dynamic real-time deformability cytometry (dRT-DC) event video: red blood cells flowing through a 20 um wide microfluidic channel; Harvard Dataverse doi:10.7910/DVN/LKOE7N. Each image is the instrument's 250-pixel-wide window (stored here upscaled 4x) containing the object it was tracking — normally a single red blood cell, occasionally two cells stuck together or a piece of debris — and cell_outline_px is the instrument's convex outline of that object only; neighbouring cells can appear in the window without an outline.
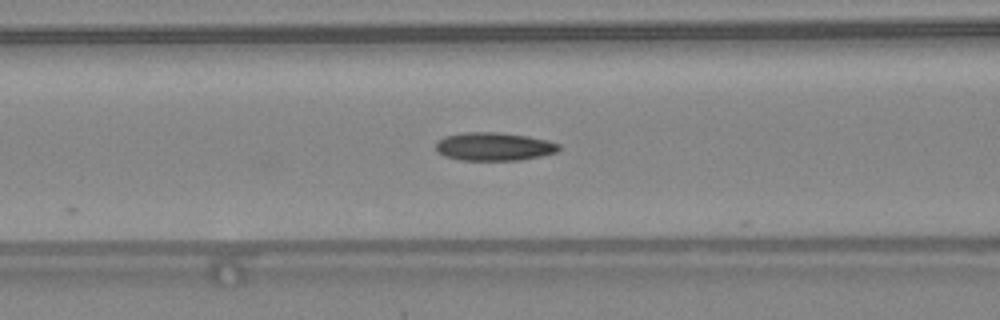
{"species": "common noctule bat (a hibernating species)", "species_latin": "Nyctalus noctula", "temperature_condition": "warm", "stored_images_in_passage": 11, "camera_frame_rate_fps": 3000, "um_per_image_px": 0.085, "animal": {"sex": "female", "body_mass_g": 24.6, "forearm_length_mm": 56.2}, "frame": {"image": 1, "passage_image": 5, "time_ms": 1.333, "image_size_px": [1000, 320], "cell_outline_px": [[560, 148], [556, 152], [540, 156], [520, 160], [460, 160], [444, 156], [436, 152], [436, 140], [444, 136], [464, 132], [500, 132], [528, 136], [548, 140], [560, 144]], "centroid_in_image_um": [41.95, 12.45], "position_along_channel_um": 124.6, "area_um2": 20.46}}